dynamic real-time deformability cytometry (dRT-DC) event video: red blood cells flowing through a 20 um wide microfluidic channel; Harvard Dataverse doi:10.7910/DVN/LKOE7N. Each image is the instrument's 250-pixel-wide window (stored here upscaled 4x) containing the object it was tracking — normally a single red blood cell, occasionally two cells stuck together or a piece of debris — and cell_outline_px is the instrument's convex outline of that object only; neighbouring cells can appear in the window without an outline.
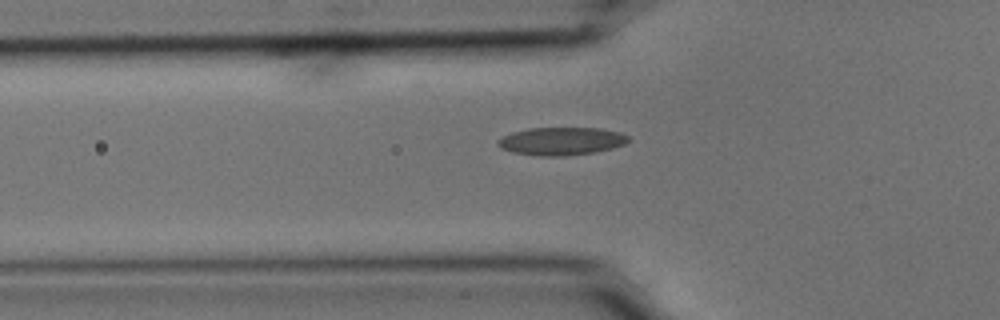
{"species": "common noctule bat (a hibernating species)", "species_latin": "Nyctalus noctula", "temperature_condition": "cold", "stored_images_in_passage": 37, "camera_frame_rate_fps": 3000, "um_per_image_px": 0.085, "animal": {"sex": "male", "body_mass_g": 15.6}, "frame": {"image": 1, "passage_image": 2, "time_ms": 0.333, "image_size_px": [1000, 320], "cell_outline_px": [[628, 140], [624, 144], [612, 148], [596, 152], [564, 156], [540, 156], [512, 152], [500, 148], [496, 144], [496, 140], [512, 132], [528, 128], [600, 128], [620, 132], [628, 136]], "centroid_in_image_um": [47.68, 12.0], "position_along_channel_um": 78.1, "area_um2": 21.27}}
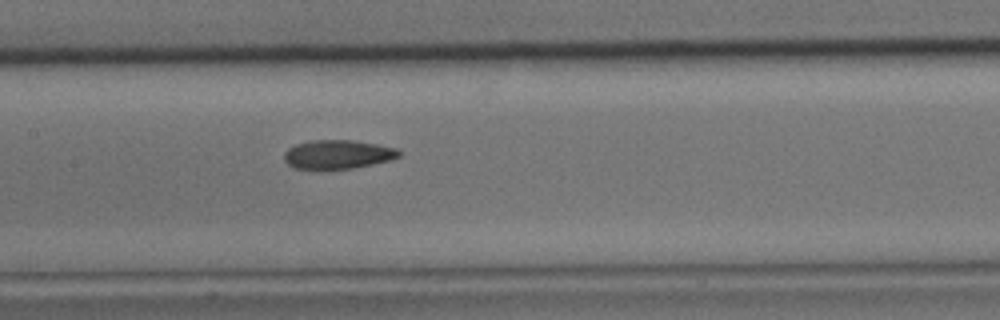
{"frame": {"image": 2, "passage_image": 10, "time_ms": 3.0, "image_size_px": [1000, 320], "cell_outline_px": [[400, 156], [388, 160], [372, 164], [352, 168], [296, 168], [288, 164], [284, 160], [284, 152], [288, 148], [296, 144], [312, 140], [352, 140], [376, 144], [396, 148], [400, 152]], "centroid_in_image_um": [28.69, 13.11], "position_along_channel_um": 178.7, "area_um2": 18.96}}
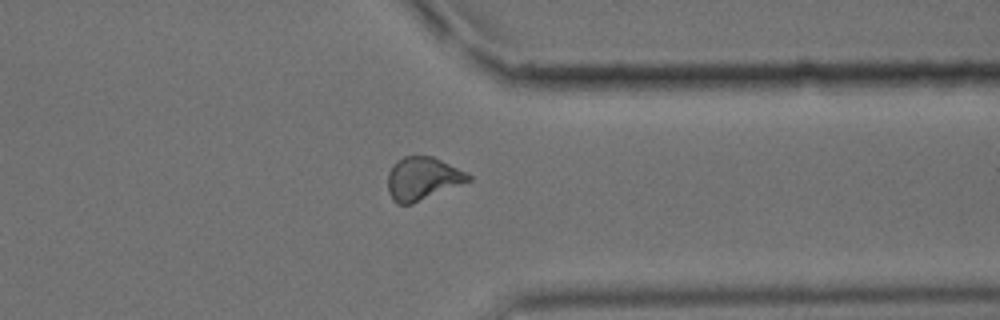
{"frame": {"image": 3, "passage_image": 26, "time_ms": 8.333, "image_size_px": [1000, 320], "cell_outline_px": [[472, 180], [412, 204], [396, 204], [392, 200], [388, 192], [388, 172], [392, 164], [396, 160], [404, 156], [432, 156], [468, 172], [472, 176]], "centroid_in_image_um": [35.91, 15.17], "position_along_channel_um": 375.5, "area_um2": 20.4}}